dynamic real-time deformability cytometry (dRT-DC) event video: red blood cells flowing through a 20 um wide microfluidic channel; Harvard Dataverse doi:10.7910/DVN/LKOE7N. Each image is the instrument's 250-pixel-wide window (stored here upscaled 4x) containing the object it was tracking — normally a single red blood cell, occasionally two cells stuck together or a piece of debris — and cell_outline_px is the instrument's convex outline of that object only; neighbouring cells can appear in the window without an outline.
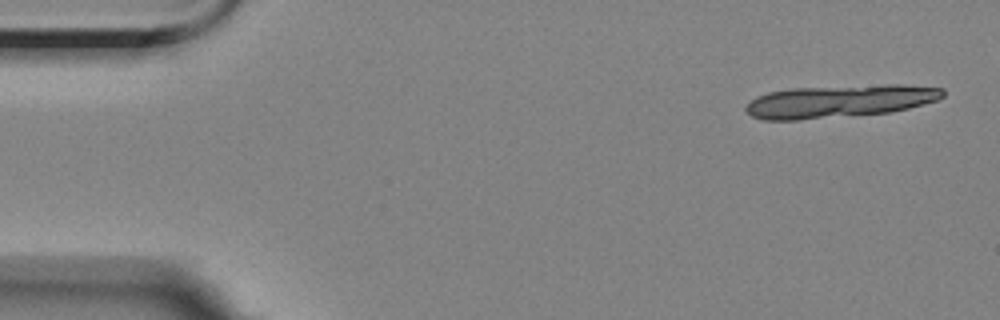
{"species": "Egyptian fruit bat (a non-hibernating species)", "species_latin": "Rousettus aegyptiacus", "temperature_condition": "room temperature", "stored_images_in_passage": 5, "segment_of_instrument_passage": [1, 2], "camera_frame_rate_fps": 3000, "um_per_image_px": 0.085, "animal": {"sex": "female"}, "frame": {"image": 1, "passage_image": 1, "time_ms": 0.0, "image_size_px": [1000, 320], "cell_outline_px": [[944, 96], [936, 100], [908, 108], [892, 112], [800, 120], [764, 120], [752, 116], [744, 108], [756, 96], [768, 92], [792, 88], [884, 84], [904, 84], [944, 88]], "centroid_in_image_um": [71.37, 8.59], "position_along_channel_um": 13.6, "area_um2": 37.69}}